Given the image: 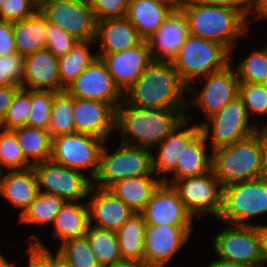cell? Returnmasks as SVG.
Wrapping results in <instances>:
<instances>
[{
    "mask_svg": "<svg viewBox=\"0 0 267 267\" xmlns=\"http://www.w3.org/2000/svg\"><path fill=\"white\" fill-rule=\"evenodd\" d=\"M78 43V39L46 21L45 48H47L55 57L59 58L66 55Z\"/></svg>",
    "mask_w": 267,
    "mask_h": 267,
    "instance_id": "cell-43",
    "label": "cell"
},
{
    "mask_svg": "<svg viewBox=\"0 0 267 267\" xmlns=\"http://www.w3.org/2000/svg\"><path fill=\"white\" fill-rule=\"evenodd\" d=\"M39 193L38 181L33 168L10 170L0 180V196L7 198L21 213Z\"/></svg>",
    "mask_w": 267,
    "mask_h": 267,
    "instance_id": "cell-26",
    "label": "cell"
},
{
    "mask_svg": "<svg viewBox=\"0 0 267 267\" xmlns=\"http://www.w3.org/2000/svg\"><path fill=\"white\" fill-rule=\"evenodd\" d=\"M38 10L35 0H6L0 10V20L19 22L32 16Z\"/></svg>",
    "mask_w": 267,
    "mask_h": 267,
    "instance_id": "cell-45",
    "label": "cell"
},
{
    "mask_svg": "<svg viewBox=\"0 0 267 267\" xmlns=\"http://www.w3.org/2000/svg\"><path fill=\"white\" fill-rule=\"evenodd\" d=\"M176 7L165 0H129L126 17L147 40Z\"/></svg>",
    "mask_w": 267,
    "mask_h": 267,
    "instance_id": "cell-25",
    "label": "cell"
},
{
    "mask_svg": "<svg viewBox=\"0 0 267 267\" xmlns=\"http://www.w3.org/2000/svg\"><path fill=\"white\" fill-rule=\"evenodd\" d=\"M32 168L37 177L39 191L56 195L65 201L75 202L87 198L93 185L92 179L82 171L70 169L51 160L35 164Z\"/></svg>",
    "mask_w": 267,
    "mask_h": 267,
    "instance_id": "cell-12",
    "label": "cell"
},
{
    "mask_svg": "<svg viewBox=\"0 0 267 267\" xmlns=\"http://www.w3.org/2000/svg\"><path fill=\"white\" fill-rule=\"evenodd\" d=\"M249 114L242 99L237 96L230 103L225 105L218 113L207 118L210 123L200 125L202 135L207 139L211 133L212 150L227 146L243 140L254 134L259 129L257 122L249 124ZM211 130L209 127H211ZM211 132H210V131Z\"/></svg>",
    "mask_w": 267,
    "mask_h": 267,
    "instance_id": "cell-11",
    "label": "cell"
},
{
    "mask_svg": "<svg viewBox=\"0 0 267 267\" xmlns=\"http://www.w3.org/2000/svg\"><path fill=\"white\" fill-rule=\"evenodd\" d=\"M21 87L15 84L0 87V124L3 122L7 110L11 106L14 95Z\"/></svg>",
    "mask_w": 267,
    "mask_h": 267,
    "instance_id": "cell-50",
    "label": "cell"
},
{
    "mask_svg": "<svg viewBox=\"0 0 267 267\" xmlns=\"http://www.w3.org/2000/svg\"><path fill=\"white\" fill-rule=\"evenodd\" d=\"M93 41H79L66 55L58 58L60 84L67 89L73 81L95 60L97 52L90 53L89 47Z\"/></svg>",
    "mask_w": 267,
    "mask_h": 267,
    "instance_id": "cell-33",
    "label": "cell"
},
{
    "mask_svg": "<svg viewBox=\"0 0 267 267\" xmlns=\"http://www.w3.org/2000/svg\"><path fill=\"white\" fill-rule=\"evenodd\" d=\"M96 21L126 16L129 0H88Z\"/></svg>",
    "mask_w": 267,
    "mask_h": 267,
    "instance_id": "cell-46",
    "label": "cell"
},
{
    "mask_svg": "<svg viewBox=\"0 0 267 267\" xmlns=\"http://www.w3.org/2000/svg\"><path fill=\"white\" fill-rule=\"evenodd\" d=\"M185 110L133 107L123 101L116 108L115 129H121V143L153 149L186 118Z\"/></svg>",
    "mask_w": 267,
    "mask_h": 267,
    "instance_id": "cell-2",
    "label": "cell"
},
{
    "mask_svg": "<svg viewBox=\"0 0 267 267\" xmlns=\"http://www.w3.org/2000/svg\"><path fill=\"white\" fill-rule=\"evenodd\" d=\"M230 65L203 77L206 83L201 91L196 92L191 87L188 88V93H197L194 105H198L205 112L207 118L218 113L239 94V79L236 71Z\"/></svg>",
    "mask_w": 267,
    "mask_h": 267,
    "instance_id": "cell-18",
    "label": "cell"
},
{
    "mask_svg": "<svg viewBox=\"0 0 267 267\" xmlns=\"http://www.w3.org/2000/svg\"><path fill=\"white\" fill-rule=\"evenodd\" d=\"M260 231L262 236L263 257L267 263V225H260Z\"/></svg>",
    "mask_w": 267,
    "mask_h": 267,
    "instance_id": "cell-54",
    "label": "cell"
},
{
    "mask_svg": "<svg viewBox=\"0 0 267 267\" xmlns=\"http://www.w3.org/2000/svg\"><path fill=\"white\" fill-rule=\"evenodd\" d=\"M147 225L192 226L193 216L171 184L161 182L140 212Z\"/></svg>",
    "mask_w": 267,
    "mask_h": 267,
    "instance_id": "cell-16",
    "label": "cell"
},
{
    "mask_svg": "<svg viewBox=\"0 0 267 267\" xmlns=\"http://www.w3.org/2000/svg\"><path fill=\"white\" fill-rule=\"evenodd\" d=\"M113 267H154L144 261L123 260Z\"/></svg>",
    "mask_w": 267,
    "mask_h": 267,
    "instance_id": "cell-53",
    "label": "cell"
},
{
    "mask_svg": "<svg viewBox=\"0 0 267 267\" xmlns=\"http://www.w3.org/2000/svg\"><path fill=\"white\" fill-rule=\"evenodd\" d=\"M255 14V19L257 18H267V0H252V6L250 14Z\"/></svg>",
    "mask_w": 267,
    "mask_h": 267,
    "instance_id": "cell-51",
    "label": "cell"
},
{
    "mask_svg": "<svg viewBox=\"0 0 267 267\" xmlns=\"http://www.w3.org/2000/svg\"><path fill=\"white\" fill-rule=\"evenodd\" d=\"M247 112L257 116L267 115V84L239 82V94Z\"/></svg>",
    "mask_w": 267,
    "mask_h": 267,
    "instance_id": "cell-42",
    "label": "cell"
},
{
    "mask_svg": "<svg viewBox=\"0 0 267 267\" xmlns=\"http://www.w3.org/2000/svg\"><path fill=\"white\" fill-rule=\"evenodd\" d=\"M65 202L56 195L39 191L24 212L20 213V222L43 225L53 223Z\"/></svg>",
    "mask_w": 267,
    "mask_h": 267,
    "instance_id": "cell-36",
    "label": "cell"
},
{
    "mask_svg": "<svg viewBox=\"0 0 267 267\" xmlns=\"http://www.w3.org/2000/svg\"><path fill=\"white\" fill-rule=\"evenodd\" d=\"M24 56L17 53L0 56V87L18 85L22 87Z\"/></svg>",
    "mask_w": 267,
    "mask_h": 267,
    "instance_id": "cell-44",
    "label": "cell"
},
{
    "mask_svg": "<svg viewBox=\"0 0 267 267\" xmlns=\"http://www.w3.org/2000/svg\"><path fill=\"white\" fill-rule=\"evenodd\" d=\"M0 267H15V265L8 263L3 255L0 256Z\"/></svg>",
    "mask_w": 267,
    "mask_h": 267,
    "instance_id": "cell-56",
    "label": "cell"
},
{
    "mask_svg": "<svg viewBox=\"0 0 267 267\" xmlns=\"http://www.w3.org/2000/svg\"><path fill=\"white\" fill-rule=\"evenodd\" d=\"M6 0H0V10L2 8L3 3H5Z\"/></svg>",
    "mask_w": 267,
    "mask_h": 267,
    "instance_id": "cell-61",
    "label": "cell"
},
{
    "mask_svg": "<svg viewBox=\"0 0 267 267\" xmlns=\"http://www.w3.org/2000/svg\"><path fill=\"white\" fill-rule=\"evenodd\" d=\"M113 77L116 86L124 93L153 62L146 40L125 51L98 54Z\"/></svg>",
    "mask_w": 267,
    "mask_h": 267,
    "instance_id": "cell-17",
    "label": "cell"
},
{
    "mask_svg": "<svg viewBox=\"0 0 267 267\" xmlns=\"http://www.w3.org/2000/svg\"><path fill=\"white\" fill-rule=\"evenodd\" d=\"M146 222L141 213H133L116 231L123 260L143 261Z\"/></svg>",
    "mask_w": 267,
    "mask_h": 267,
    "instance_id": "cell-31",
    "label": "cell"
},
{
    "mask_svg": "<svg viewBox=\"0 0 267 267\" xmlns=\"http://www.w3.org/2000/svg\"><path fill=\"white\" fill-rule=\"evenodd\" d=\"M219 259L265 267L260 225H233L222 229L213 239Z\"/></svg>",
    "mask_w": 267,
    "mask_h": 267,
    "instance_id": "cell-10",
    "label": "cell"
},
{
    "mask_svg": "<svg viewBox=\"0 0 267 267\" xmlns=\"http://www.w3.org/2000/svg\"><path fill=\"white\" fill-rule=\"evenodd\" d=\"M2 168H3V166H2L1 161H0V180L3 178V175H4V173L2 172Z\"/></svg>",
    "mask_w": 267,
    "mask_h": 267,
    "instance_id": "cell-59",
    "label": "cell"
},
{
    "mask_svg": "<svg viewBox=\"0 0 267 267\" xmlns=\"http://www.w3.org/2000/svg\"><path fill=\"white\" fill-rule=\"evenodd\" d=\"M48 132L51 138L76 132L73 119V96L67 90L54 93Z\"/></svg>",
    "mask_w": 267,
    "mask_h": 267,
    "instance_id": "cell-35",
    "label": "cell"
},
{
    "mask_svg": "<svg viewBox=\"0 0 267 267\" xmlns=\"http://www.w3.org/2000/svg\"><path fill=\"white\" fill-rule=\"evenodd\" d=\"M86 236L102 267H113L123 261L115 231L101 229L90 223Z\"/></svg>",
    "mask_w": 267,
    "mask_h": 267,
    "instance_id": "cell-34",
    "label": "cell"
},
{
    "mask_svg": "<svg viewBox=\"0 0 267 267\" xmlns=\"http://www.w3.org/2000/svg\"><path fill=\"white\" fill-rule=\"evenodd\" d=\"M104 139L84 133L62 134L52 138L50 160L70 169L91 168L90 178L97 176Z\"/></svg>",
    "mask_w": 267,
    "mask_h": 267,
    "instance_id": "cell-9",
    "label": "cell"
},
{
    "mask_svg": "<svg viewBox=\"0 0 267 267\" xmlns=\"http://www.w3.org/2000/svg\"><path fill=\"white\" fill-rule=\"evenodd\" d=\"M53 267H70V265L61 255L56 253V255L53 256Z\"/></svg>",
    "mask_w": 267,
    "mask_h": 267,
    "instance_id": "cell-55",
    "label": "cell"
},
{
    "mask_svg": "<svg viewBox=\"0 0 267 267\" xmlns=\"http://www.w3.org/2000/svg\"><path fill=\"white\" fill-rule=\"evenodd\" d=\"M188 88L171 62L153 61L123 93L127 105L151 109H188Z\"/></svg>",
    "mask_w": 267,
    "mask_h": 267,
    "instance_id": "cell-1",
    "label": "cell"
},
{
    "mask_svg": "<svg viewBox=\"0 0 267 267\" xmlns=\"http://www.w3.org/2000/svg\"><path fill=\"white\" fill-rule=\"evenodd\" d=\"M38 4L41 2V1H43V0H35Z\"/></svg>",
    "mask_w": 267,
    "mask_h": 267,
    "instance_id": "cell-62",
    "label": "cell"
},
{
    "mask_svg": "<svg viewBox=\"0 0 267 267\" xmlns=\"http://www.w3.org/2000/svg\"><path fill=\"white\" fill-rule=\"evenodd\" d=\"M265 178H267V151H266V163H265Z\"/></svg>",
    "mask_w": 267,
    "mask_h": 267,
    "instance_id": "cell-60",
    "label": "cell"
},
{
    "mask_svg": "<svg viewBox=\"0 0 267 267\" xmlns=\"http://www.w3.org/2000/svg\"><path fill=\"white\" fill-rule=\"evenodd\" d=\"M152 157L147 148L121 143L119 149L110 154L103 145L99 170L93 181L99 188L108 189L125 178L154 175Z\"/></svg>",
    "mask_w": 267,
    "mask_h": 267,
    "instance_id": "cell-7",
    "label": "cell"
},
{
    "mask_svg": "<svg viewBox=\"0 0 267 267\" xmlns=\"http://www.w3.org/2000/svg\"><path fill=\"white\" fill-rule=\"evenodd\" d=\"M73 119L76 132L106 141L115 129L116 109L107 102L73 97Z\"/></svg>",
    "mask_w": 267,
    "mask_h": 267,
    "instance_id": "cell-19",
    "label": "cell"
},
{
    "mask_svg": "<svg viewBox=\"0 0 267 267\" xmlns=\"http://www.w3.org/2000/svg\"><path fill=\"white\" fill-rule=\"evenodd\" d=\"M29 244L30 260L28 267H53V255L36 236Z\"/></svg>",
    "mask_w": 267,
    "mask_h": 267,
    "instance_id": "cell-47",
    "label": "cell"
},
{
    "mask_svg": "<svg viewBox=\"0 0 267 267\" xmlns=\"http://www.w3.org/2000/svg\"><path fill=\"white\" fill-rule=\"evenodd\" d=\"M38 10L48 23L79 41H95L96 19L88 0H43Z\"/></svg>",
    "mask_w": 267,
    "mask_h": 267,
    "instance_id": "cell-8",
    "label": "cell"
},
{
    "mask_svg": "<svg viewBox=\"0 0 267 267\" xmlns=\"http://www.w3.org/2000/svg\"><path fill=\"white\" fill-rule=\"evenodd\" d=\"M66 90L73 97L107 102L115 109L123 102V93L99 57Z\"/></svg>",
    "mask_w": 267,
    "mask_h": 267,
    "instance_id": "cell-15",
    "label": "cell"
},
{
    "mask_svg": "<svg viewBox=\"0 0 267 267\" xmlns=\"http://www.w3.org/2000/svg\"><path fill=\"white\" fill-rule=\"evenodd\" d=\"M191 119V117L186 115V118L154 148L156 151L159 150V153L158 157L154 155L152 157L153 171L154 173L164 175L161 178L162 181L167 178L166 174L172 173L175 170L182 149L187 148L201 134V127L198 124L177 132V130L187 126L188 120Z\"/></svg>",
    "mask_w": 267,
    "mask_h": 267,
    "instance_id": "cell-23",
    "label": "cell"
},
{
    "mask_svg": "<svg viewBox=\"0 0 267 267\" xmlns=\"http://www.w3.org/2000/svg\"><path fill=\"white\" fill-rule=\"evenodd\" d=\"M267 137L259 130L247 138L212 150V170L222 187L265 175Z\"/></svg>",
    "mask_w": 267,
    "mask_h": 267,
    "instance_id": "cell-3",
    "label": "cell"
},
{
    "mask_svg": "<svg viewBox=\"0 0 267 267\" xmlns=\"http://www.w3.org/2000/svg\"><path fill=\"white\" fill-rule=\"evenodd\" d=\"M88 195H92L87 203L90 223L97 221L95 227L116 232L135 213L109 189L93 184Z\"/></svg>",
    "mask_w": 267,
    "mask_h": 267,
    "instance_id": "cell-21",
    "label": "cell"
},
{
    "mask_svg": "<svg viewBox=\"0 0 267 267\" xmlns=\"http://www.w3.org/2000/svg\"><path fill=\"white\" fill-rule=\"evenodd\" d=\"M208 267H259V266L255 264H247V263L217 259L212 263H210Z\"/></svg>",
    "mask_w": 267,
    "mask_h": 267,
    "instance_id": "cell-52",
    "label": "cell"
},
{
    "mask_svg": "<svg viewBox=\"0 0 267 267\" xmlns=\"http://www.w3.org/2000/svg\"><path fill=\"white\" fill-rule=\"evenodd\" d=\"M236 73L239 82L267 84V45L243 60L237 66Z\"/></svg>",
    "mask_w": 267,
    "mask_h": 267,
    "instance_id": "cell-39",
    "label": "cell"
},
{
    "mask_svg": "<svg viewBox=\"0 0 267 267\" xmlns=\"http://www.w3.org/2000/svg\"><path fill=\"white\" fill-rule=\"evenodd\" d=\"M193 226L147 225L143 261L164 267L189 240Z\"/></svg>",
    "mask_w": 267,
    "mask_h": 267,
    "instance_id": "cell-14",
    "label": "cell"
},
{
    "mask_svg": "<svg viewBox=\"0 0 267 267\" xmlns=\"http://www.w3.org/2000/svg\"><path fill=\"white\" fill-rule=\"evenodd\" d=\"M30 112L31 90L20 88L14 95L11 106L0 124V129L13 130L27 126Z\"/></svg>",
    "mask_w": 267,
    "mask_h": 267,
    "instance_id": "cell-40",
    "label": "cell"
},
{
    "mask_svg": "<svg viewBox=\"0 0 267 267\" xmlns=\"http://www.w3.org/2000/svg\"><path fill=\"white\" fill-rule=\"evenodd\" d=\"M89 224L88 204L66 201L55 217L53 222L55 230L52 235L57 239L60 238L62 245L67 240L86 235Z\"/></svg>",
    "mask_w": 267,
    "mask_h": 267,
    "instance_id": "cell-27",
    "label": "cell"
},
{
    "mask_svg": "<svg viewBox=\"0 0 267 267\" xmlns=\"http://www.w3.org/2000/svg\"><path fill=\"white\" fill-rule=\"evenodd\" d=\"M17 53L13 37V23L0 20V56Z\"/></svg>",
    "mask_w": 267,
    "mask_h": 267,
    "instance_id": "cell-48",
    "label": "cell"
},
{
    "mask_svg": "<svg viewBox=\"0 0 267 267\" xmlns=\"http://www.w3.org/2000/svg\"><path fill=\"white\" fill-rule=\"evenodd\" d=\"M188 21L189 34L212 40L230 52L234 39L247 35L248 19L237 9L187 0L179 7Z\"/></svg>",
    "mask_w": 267,
    "mask_h": 267,
    "instance_id": "cell-4",
    "label": "cell"
},
{
    "mask_svg": "<svg viewBox=\"0 0 267 267\" xmlns=\"http://www.w3.org/2000/svg\"><path fill=\"white\" fill-rule=\"evenodd\" d=\"M264 136L267 137V124L266 126L262 129V130H259Z\"/></svg>",
    "mask_w": 267,
    "mask_h": 267,
    "instance_id": "cell-58",
    "label": "cell"
},
{
    "mask_svg": "<svg viewBox=\"0 0 267 267\" xmlns=\"http://www.w3.org/2000/svg\"><path fill=\"white\" fill-rule=\"evenodd\" d=\"M57 253L70 267H102L91 249L87 236L67 240L60 245Z\"/></svg>",
    "mask_w": 267,
    "mask_h": 267,
    "instance_id": "cell-37",
    "label": "cell"
},
{
    "mask_svg": "<svg viewBox=\"0 0 267 267\" xmlns=\"http://www.w3.org/2000/svg\"><path fill=\"white\" fill-rule=\"evenodd\" d=\"M21 88L55 92L66 90L60 84L58 58L47 48L24 57V76Z\"/></svg>",
    "mask_w": 267,
    "mask_h": 267,
    "instance_id": "cell-22",
    "label": "cell"
},
{
    "mask_svg": "<svg viewBox=\"0 0 267 267\" xmlns=\"http://www.w3.org/2000/svg\"><path fill=\"white\" fill-rule=\"evenodd\" d=\"M161 182V179L153 178L152 175L139 176L119 180L108 189L131 210L140 213Z\"/></svg>",
    "mask_w": 267,
    "mask_h": 267,
    "instance_id": "cell-28",
    "label": "cell"
},
{
    "mask_svg": "<svg viewBox=\"0 0 267 267\" xmlns=\"http://www.w3.org/2000/svg\"><path fill=\"white\" fill-rule=\"evenodd\" d=\"M165 1L171 3L176 8H179L187 0H165Z\"/></svg>",
    "mask_w": 267,
    "mask_h": 267,
    "instance_id": "cell-57",
    "label": "cell"
},
{
    "mask_svg": "<svg viewBox=\"0 0 267 267\" xmlns=\"http://www.w3.org/2000/svg\"><path fill=\"white\" fill-rule=\"evenodd\" d=\"M267 213V178L260 177L223 187L222 210L218 217L233 225L247 223L249 218Z\"/></svg>",
    "mask_w": 267,
    "mask_h": 267,
    "instance_id": "cell-6",
    "label": "cell"
},
{
    "mask_svg": "<svg viewBox=\"0 0 267 267\" xmlns=\"http://www.w3.org/2000/svg\"><path fill=\"white\" fill-rule=\"evenodd\" d=\"M101 48L97 54L125 51L139 45L144 39L126 16L96 21V37Z\"/></svg>",
    "mask_w": 267,
    "mask_h": 267,
    "instance_id": "cell-24",
    "label": "cell"
},
{
    "mask_svg": "<svg viewBox=\"0 0 267 267\" xmlns=\"http://www.w3.org/2000/svg\"><path fill=\"white\" fill-rule=\"evenodd\" d=\"M26 160L33 165L50 160L52 138L48 130L28 126L11 130ZM31 158L34 162H30Z\"/></svg>",
    "mask_w": 267,
    "mask_h": 267,
    "instance_id": "cell-32",
    "label": "cell"
},
{
    "mask_svg": "<svg viewBox=\"0 0 267 267\" xmlns=\"http://www.w3.org/2000/svg\"><path fill=\"white\" fill-rule=\"evenodd\" d=\"M16 52L27 56L46 46V19L37 10L25 20L13 23Z\"/></svg>",
    "mask_w": 267,
    "mask_h": 267,
    "instance_id": "cell-30",
    "label": "cell"
},
{
    "mask_svg": "<svg viewBox=\"0 0 267 267\" xmlns=\"http://www.w3.org/2000/svg\"><path fill=\"white\" fill-rule=\"evenodd\" d=\"M200 3L239 10L247 19L250 16L252 0H196Z\"/></svg>",
    "mask_w": 267,
    "mask_h": 267,
    "instance_id": "cell-49",
    "label": "cell"
},
{
    "mask_svg": "<svg viewBox=\"0 0 267 267\" xmlns=\"http://www.w3.org/2000/svg\"><path fill=\"white\" fill-rule=\"evenodd\" d=\"M230 53L218 42L189 34L171 63L189 88L190 81L226 68L231 63Z\"/></svg>",
    "mask_w": 267,
    "mask_h": 267,
    "instance_id": "cell-5",
    "label": "cell"
},
{
    "mask_svg": "<svg viewBox=\"0 0 267 267\" xmlns=\"http://www.w3.org/2000/svg\"><path fill=\"white\" fill-rule=\"evenodd\" d=\"M188 35L187 18L180 8H175L157 31L146 40L153 61L172 62Z\"/></svg>",
    "mask_w": 267,
    "mask_h": 267,
    "instance_id": "cell-20",
    "label": "cell"
},
{
    "mask_svg": "<svg viewBox=\"0 0 267 267\" xmlns=\"http://www.w3.org/2000/svg\"><path fill=\"white\" fill-rule=\"evenodd\" d=\"M171 185L193 217L204 213L219 217L223 187L213 170L199 176L175 180Z\"/></svg>",
    "mask_w": 267,
    "mask_h": 267,
    "instance_id": "cell-13",
    "label": "cell"
},
{
    "mask_svg": "<svg viewBox=\"0 0 267 267\" xmlns=\"http://www.w3.org/2000/svg\"><path fill=\"white\" fill-rule=\"evenodd\" d=\"M55 91L31 90V112L28 127L48 130Z\"/></svg>",
    "mask_w": 267,
    "mask_h": 267,
    "instance_id": "cell-41",
    "label": "cell"
},
{
    "mask_svg": "<svg viewBox=\"0 0 267 267\" xmlns=\"http://www.w3.org/2000/svg\"><path fill=\"white\" fill-rule=\"evenodd\" d=\"M0 161L2 166L9 170H24L32 167L11 130L1 129L0 131Z\"/></svg>",
    "mask_w": 267,
    "mask_h": 267,
    "instance_id": "cell-38",
    "label": "cell"
},
{
    "mask_svg": "<svg viewBox=\"0 0 267 267\" xmlns=\"http://www.w3.org/2000/svg\"><path fill=\"white\" fill-rule=\"evenodd\" d=\"M207 139L202 133L187 147L181 151L174 175L169 181L166 178L163 182L170 184L175 180L186 177L199 176L212 170V155L207 156Z\"/></svg>",
    "mask_w": 267,
    "mask_h": 267,
    "instance_id": "cell-29",
    "label": "cell"
}]
</instances>
